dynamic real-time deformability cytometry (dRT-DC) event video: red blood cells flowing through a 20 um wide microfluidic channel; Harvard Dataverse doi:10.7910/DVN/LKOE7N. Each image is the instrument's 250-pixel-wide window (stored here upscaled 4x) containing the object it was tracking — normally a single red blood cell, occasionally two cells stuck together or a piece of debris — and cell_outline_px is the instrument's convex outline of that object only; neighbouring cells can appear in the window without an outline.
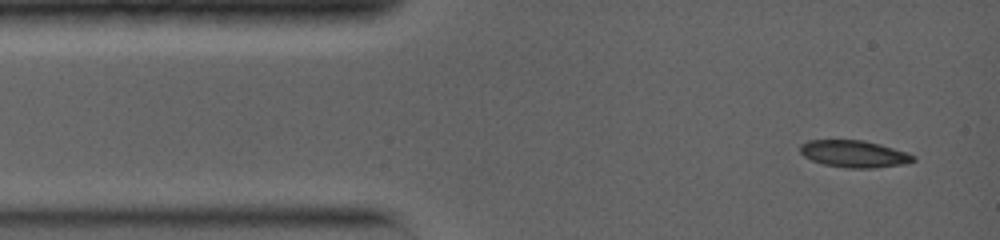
{"species": "common noctule bat (a hibernating species)", "species_latin": "Nyctalus noctula", "temperature_condition": "warm", "stored_images_in_passage": 5, "camera_frame_rate_fps": 5000, "um_per_image_px": 0.085, "animal": {"sex": "female", "body_mass_g": 19.0, "forearm_length_mm": 56.7}, "frame": {"image": 1, "passage_image": 1, "time_ms": 0.0, "image_size_px": [1000, 240], "cell_outline_px": [[916, 160], [904, 164], [872, 168], [848, 168], [824, 164], [812, 160], [804, 156], [800, 152], [800, 144], [808, 140], [864, 140], [880, 144], [908, 152], [916, 156]], "centroid_in_image_um": [72.62, 13.07], "position_along_channel_um": 12.4, "area_um2": 17.86}}
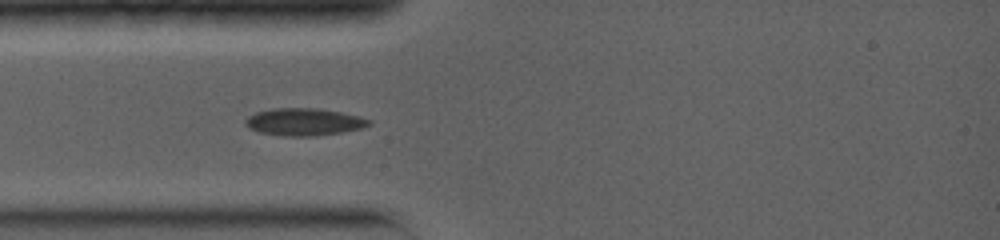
{"frame": {"image": 2, "passage_image": 4, "time_ms": 2.6, "image_size_px": [1000, 240], "cell_outline_px": [[372, 124], [360, 128], [340, 132], [312, 136], [284, 136], [260, 132], [248, 128], [244, 124], [244, 120], [248, 116], [256, 112], [272, 108], [320, 108], [360, 116], [372, 120]], "centroid_in_image_um": [25.82, 10.35], "position_along_channel_um": 59.2, "area_um2": 19.71}}
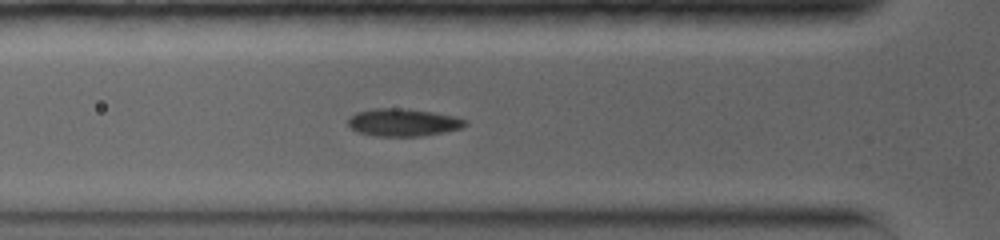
{"frame": {"image": 3, "passage_image": 5, "time_ms": 3.4, "image_size_px": [1000, 240], "cell_outline_px": [[468, 124], [460, 128], [440, 132], [416, 136], [376, 136], [356, 132], [348, 124], [348, 116], [356, 112], [372, 108], [396, 108], [432, 112], [456, 116], [468, 120]], "centroid_in_image_um": [34.22, 10.39], "position_along_channel_um": 91.6, "area_um2": 18.73}}